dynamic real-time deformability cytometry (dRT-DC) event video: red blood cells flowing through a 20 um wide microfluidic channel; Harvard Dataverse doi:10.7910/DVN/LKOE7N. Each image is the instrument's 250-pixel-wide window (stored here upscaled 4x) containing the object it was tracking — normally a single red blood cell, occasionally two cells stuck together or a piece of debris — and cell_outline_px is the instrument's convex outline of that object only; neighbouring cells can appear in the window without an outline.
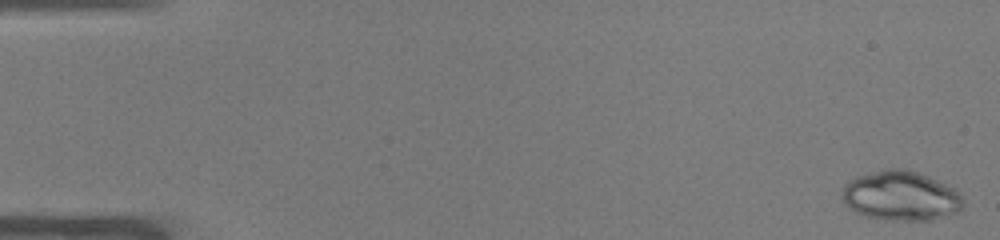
{"species": "common noctule bat (a hibernating species)", "species_latin": "Nyctalus noctula", "temperature_condition": "warm", "stored_images_in_passage": 51, "camera_frame_rate_fps": 3000, "um_per_image_px": 0.085, "animal": {"sex": "male", "body_mass_g": 19.0, "forearm_length_mm": 50.8}, "frame": {"image": 1, "passage_image": 1, "time_ms": 0.0, "image_size_px": [1000, 240], "cell_outline_px": [[964, 200], [960, 208], [948, 216], [932, 220], [888, 220], [868, 216], [856, 212], [844, 204], [840, 196], [844, 184], [848, 180], [856, 176], [884, 168], [904, 168], [928, 176], [956, 188], [960, 192]], "centroid_in_image_um": [76.55, 16.63], "position_along_channel_um": 8.5, "area_um2": 35.37}}
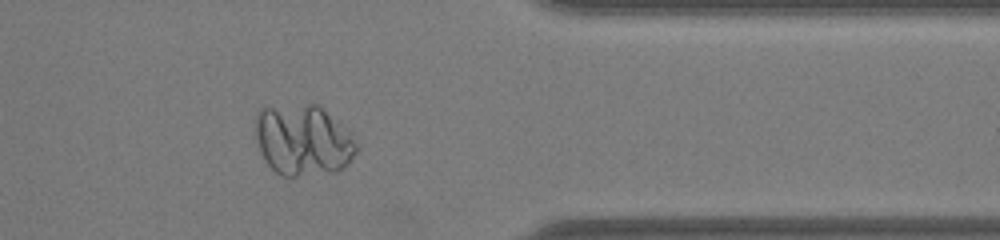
{"frame": {"image": 2, "passage_image": 42, "time_ms": 13.667, "image_size_px": [1000, 240], "cell_outline_px": [[356, 152], [348, 164], [344, 168], [336, 172], [296, 176], [280, 176], [264, 160], [260, 152], [256, 140], [256, 112], [260, 108], [308, 104], [316, 104], [352, 132], [356, 144]], "centroid_in_image_um": [25.76, 11.93], "position_along_channel_um": 385.6, "area_um2": 41.91}}